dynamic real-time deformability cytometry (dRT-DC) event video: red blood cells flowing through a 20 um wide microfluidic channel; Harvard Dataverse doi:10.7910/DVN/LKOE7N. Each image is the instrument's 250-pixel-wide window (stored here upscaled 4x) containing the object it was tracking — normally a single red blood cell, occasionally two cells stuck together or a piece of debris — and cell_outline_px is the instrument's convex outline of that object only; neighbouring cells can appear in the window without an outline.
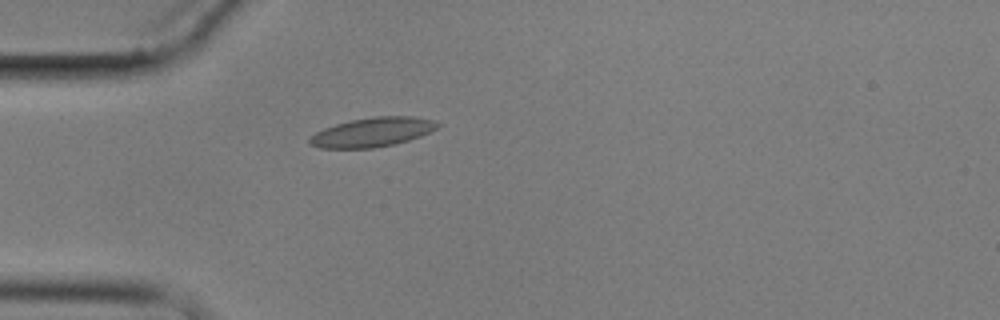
{"species": "common noctule bat (a hibernating species)", "species_latin": "Nyctalus noctula", "temperature_condition": "cold", "stored_images_in_passage": 2, "camera_frame_rate_fps": 3000, "um_per_image_px": 0.085, "animal": {"sex": "male", "body_mass_g": 17.9}, "frame": {"image": 1, "passage_image": 1, "time_ms": 0.0, "image_size_px": [1000, 320], "cell_outline_px": [[440, 124], [436, 128], [420, 136], [396, 144], [372, 148], [320, 148], [312, 144], [308, 140], [316, 132], [324, 128], [336, 124], [352, 120], [376, 116], [412, 116], [432, 120]], "centroid_in_image_um": [31.65, 11.23], "position_along_channel_um": 53.3, "area_um2": 21.5}}